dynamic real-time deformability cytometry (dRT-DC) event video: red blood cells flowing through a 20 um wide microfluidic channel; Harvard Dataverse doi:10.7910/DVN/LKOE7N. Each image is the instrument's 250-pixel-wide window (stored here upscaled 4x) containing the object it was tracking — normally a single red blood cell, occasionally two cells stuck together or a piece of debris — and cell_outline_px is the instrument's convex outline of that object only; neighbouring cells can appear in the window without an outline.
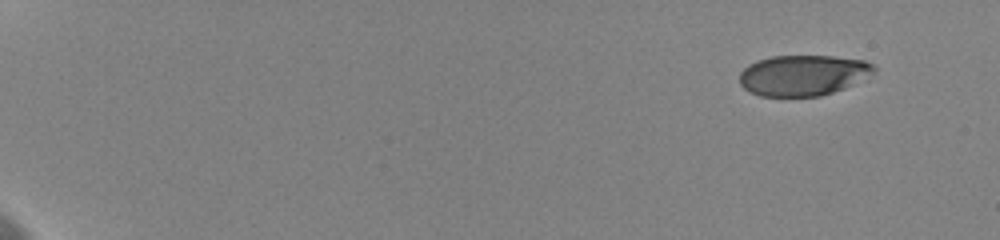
{"species": "human", "species_latin": "Homo sapiens", "temperature_condition": "cold", "stored_images_in_passage": 64, "camera_frame_rate_fps": 3000, "um_per_image_px": 0.085, "donor": {"sex": "female"}, "frame": {"image": 1, "passage_image": 1, "time_ms": 0.0, "image_size_px": [1000, 240], "cell_outline_px": [[876, 68], [872, 72], [844, 88], [820, 96], [760, 96], [748, 92], [740, 84], [740, 72], [748, 64], [772, 56], [832, 56], [864, 60], [872, 64]], "centroid_in_image_um": [68.2, 6.4], "position_along_channel_um": 16.8, "area_um2": 31.5}}
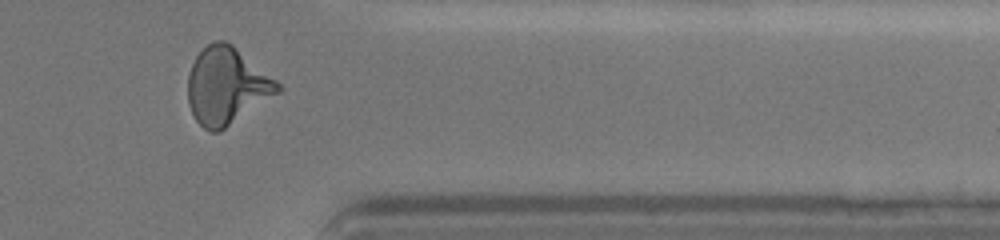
{"frame": {"image": 2, "passage_image": 54, "time_ms": 15.333, "image_size_px": [1000, 240], "cell_outline_px": [[284, 88], [280, 92], [220, 132], [208, 132], [196, 120], [188, 104], [188, 76], [192, 64], [196, 56], [208, 44], [216, 40], [224, 40], [232, 44], [276, 80]], "centroid_in_image_um": [19.27, 7.32], "position_along_channel_um": 392.1, "area_um2": 40.17}}
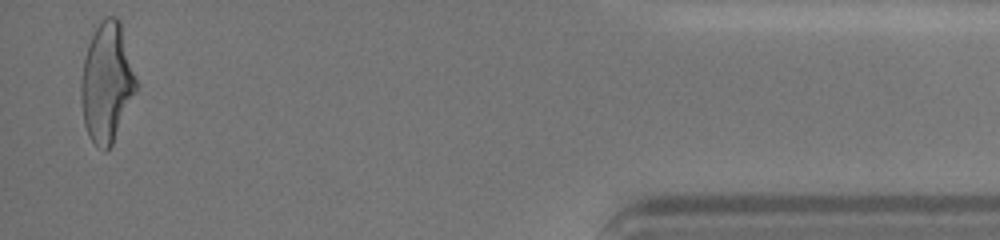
{"frame": {"image": 3, "passage_image": 63, "time_ms": 17.667, "image_size_px": [1000, 240], "cell_outline_px": [[136, 92], [112, 144], [104, 152], [88, 136], [84, 124], [80, 100], [80, 80], [84, 60], [88, 44], [100, 20], [104, 16], [116, 16], [120, 20], [136, 76]], "centroid_in_image_um": [9.06, 7.0], "position_along_channel_um": 426.1, "area_um2": 38.38}, "authors_computed_cell_mechanics": {"area_um2": 37.281, "velocity_mm_per_s": 3.6144, "shape_relaxation_time_tau1_ms": 3.8404, "shape_relaxation_time_tau2_ms": 0.8693, "deformation_change_tau1": 0.197, "deformation_change_tau2": 0.0948}}